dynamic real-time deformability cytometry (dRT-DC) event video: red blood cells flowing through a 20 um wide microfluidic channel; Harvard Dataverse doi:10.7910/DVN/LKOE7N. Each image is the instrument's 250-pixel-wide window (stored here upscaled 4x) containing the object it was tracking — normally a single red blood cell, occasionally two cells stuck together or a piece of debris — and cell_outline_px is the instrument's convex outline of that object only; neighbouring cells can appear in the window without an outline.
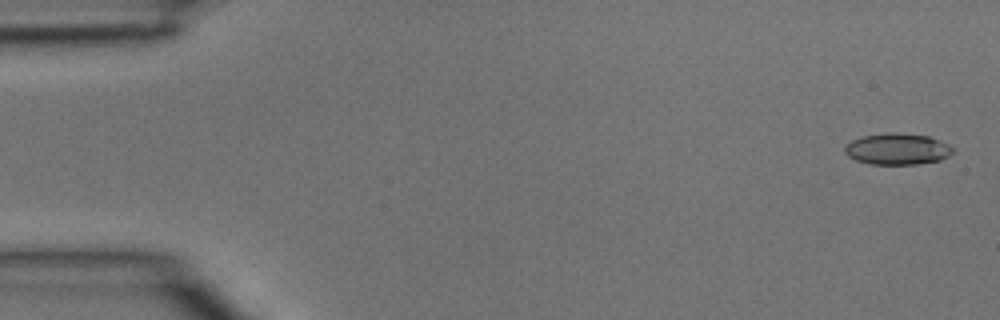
{"species": "common noctule bat (a hibernating species)", "species_latin": "Nyctalus noctula", "temperature_condition": "room temperature", "stored_images_in_passage": 5, "segment_of_instrument_passage": [1, 2], "camera_frame_rate_fps": 3000, "um_per_image_px": 0.085, "animal": {"sex": "male", "body_mass_g": 15.6}, "frame": {"image": 1, "passage_image": 1, "time_ms": 0.0, "image_size_px": [1000, 320], "cell_outline_px": [[952, 152], [948, 156], [940, 160], [916, 164], [872, 164], [856, 160], [848, 156], [844, 152], [844, 148], [852, 140], [864, 136], [892, 132], [928, 136], [940, 140], [948, 144], [952, 148]], "centroid_in_image_um": [76.27, 12.67], "position_along_channel_um": 8.7, "area_um2": 19.48}}
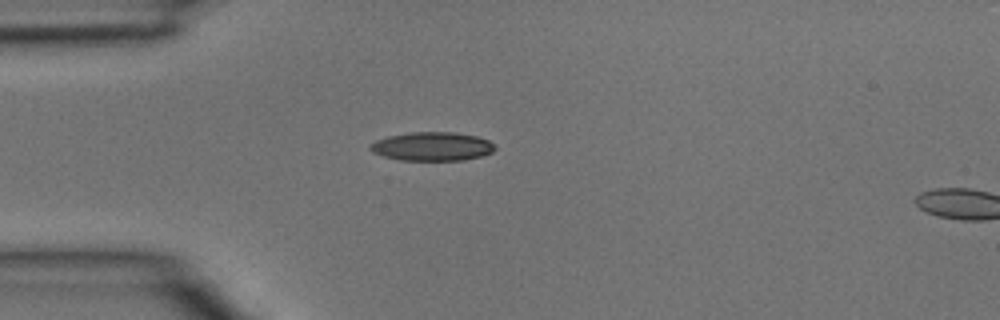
{"frame": {"image": 2, "passage_image": 4, "time_ms": 1.0, "image_size_px": [1000, 320], "cell_outline_px": [[496, 148], [492, 152], [480, 156], [464, 160], [400, 160], [384, 156], [372, 152], [368, 148], [368, 144], [376, 140], [388, 136], [408, 132], [456, 132], [476, 136], [488, 140], [496, 144]], "centroid_in_image_um": [36.72, 12.44], "position_along_channel_um": 48.3, "area_um2": 21.04}}